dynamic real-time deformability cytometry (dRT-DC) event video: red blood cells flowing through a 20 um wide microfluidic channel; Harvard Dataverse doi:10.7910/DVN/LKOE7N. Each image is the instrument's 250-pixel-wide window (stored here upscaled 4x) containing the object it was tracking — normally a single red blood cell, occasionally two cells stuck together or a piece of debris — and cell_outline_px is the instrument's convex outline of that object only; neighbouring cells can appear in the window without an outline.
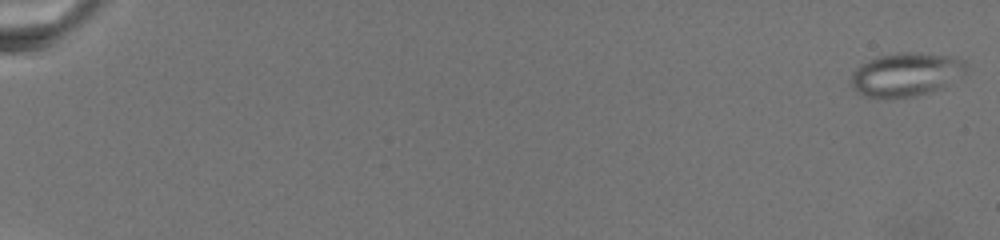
{"species": "common noctule bat (a hibernating species)", "species_latin": "Nyctalus noctula", "temperature_condition": "warm", "stored_images_in_passage": 9, "camera_frame_rate_fps": 3000, "um_per_image_px": 0.085, "animal": {"sex": "female", "body_mass_g": 19.5, "forearm_length_mm": 54.1}, "frame": {"image": 1, "passage_image": 1, "time_ms": 0.0, "image_size_px": [1000, 240], "cell_outline_px": [[968, 64], [964, 72], [944, 88], [916, 96], [864, 96], [856, 92], [852, 84], [852, 72], [860, 64], [876, 56], [900, 52], [920, 52], [952, 56], [964, 60]], "centroid_in_image_um": [77.03, 6.29], "position_along_channel_um": 8.0, "area_um2": 29.13}}
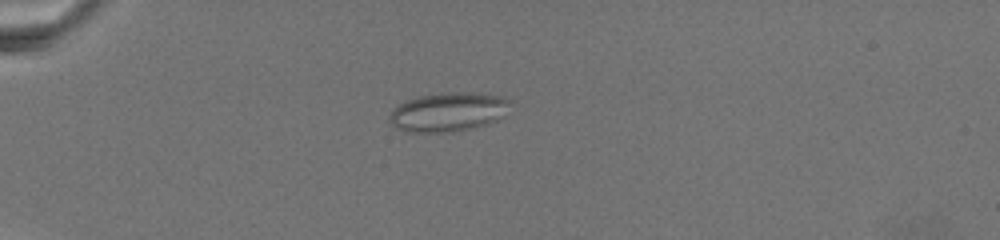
{"frame": {"image": 2, "passage_image": 7, "time_ms": 7.667, "image_size_px": [1000, 240], "cell_outline_px": [[512, 100], [496, 120], [484, 124], [468, 128], [448, 132], [404, 132], [396, 128], [388, 120], [388, 116], [404, 100], [420, 96], [448, 92], [472, 92], [504, 96]], "centroid_in_image_um": [38.04, 9.5], "position_along_channel_um": 47.0, "area_um2": 27.11}}
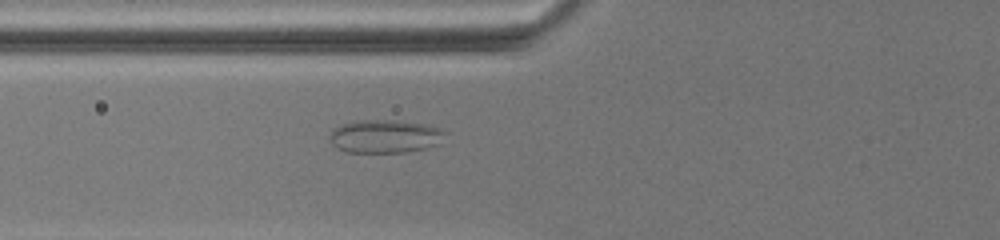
{"frame": {"image": 3, "passage_image": 9, "time_ms": 10.667, "image_size_px": [1000, 240], "cell_outline_px": [[448, 132], [440, 144], [424, 148], [404, 152], [348, 152], [332, 144], [328, 136], [340, 124], [356, 120], [388, 120], [428, 124], [440, 128]], "centroid_in_image_um": [32.77, 11.58], "position_along_channel_um": 93.0, "area_um2": 22.37}}